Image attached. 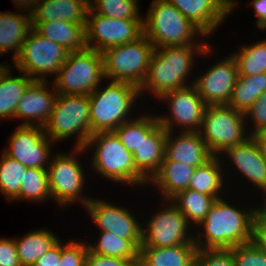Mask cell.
I'll list each match as a JSON object with an SVG mask.
<instances>
[{
  "label": "cell",
  "mask_w": 266,
  "mask_h": 266,
  "mask_svg": "<svg viewBox=\"0 0 266 266\" xmlns=\"http://www.w3.org/2000/svg\"><path fill=\"white\" fill-rule=\"evenodd\" d=\"M232 204L223 197L214 202L207 216L196 227L198 231L194 233V243L197 249L232 248L253 241L258 206L249 209Z\"/></svg>",
  "instance_id": "cell-1"
},
{
  "label": "cell",
  "mask_w": 266,
  "mask_h": 266,
  "mask_svg": "<svg viewBox=\"0 0 266 266\" xmlns=\"http://www.w3.org/2000/svg\"><path fill=\"white\" fill-rule=\"evenodd\" d=\"M211 45L166 46L154 49L147 76L141 85L140 96L152 93L156 99L163 94L189 86L195 57L210 56ZM189 76V77H188ZM189 78V79H188Z\"/></svg>",
  "instance_id": "cell-2"
},
{
  "label": "cell",
  "mask_w": 266,
  "mask_h": 266,
  "mask_svg": "<svg viewBox=\"0 0 266 266\" xmlns=\"http://www.w3.org/2000/svg\"><path fill=\"white\" fill-rule=\"evenodd\" d=\"M84 149L86 152L93 151L89 164L101 177L120 185L147 186L148 180L136 169L132 153L114 131L93 133Z\"/></svg>",
  "instance_id": "cell-3"
},
{
  "label": "cell",
  "mask_w": 266,
  "mask_h": 266,
  "mask_svg": "<svg viewBox=\"0 0 266 266\" xmlns=\"http://www.w3.org/2000/svg\"><path fill=\"white\" fill-rule=\"evenodd\" d=\"M143 27L144 35L154 49L166 46L210 44L203 38L207 36L168 0L152 1L148 13L143 17ZM200 37L203 40L197 42Z\"/></svg>",
  "instance_id": "cell-4"
},
{
  "label": "cell",
  "mask_w": 266,
  "mask_h": 266,
  "mask_svg": "<svg viewBox=\"0 0 266 266\" xmlns=\"http://www.w3.org/2000/svg\"><path fill=\"white\" fill-rule=\"evenodd\" d=\"M101 85L89 94L92 134L114 131L133 119L132 110L141 97L140 89L128 83L109 81L106 87Z\"/></svg>",
  "instance_id": "cell-5"
},
{
  "label": "cell",
  "mask_w": 266,
  "mask_h": 266,
  "mask_svg": "<svg viewBox=\"0 0 266 266\" xmlns=\"http://www.w3.org/2000/svg\"><path fill=\"white\" fill-rule=\"evenodd\" d=\"M89 95L57 94L50 118L44 126L54 144L76 136L73 148H84L92 135Z\"/></svg>",
  "instance_id": "cell-6"
},
{
  "label": "cell",
  "mask_w": 266,
  "mask_h": 266,
  "mask_svg": "<svg viewBox=\"0 0 266 266\" xmlns=\"http://www.w3.org/2000/svg\"><path fill=\"white\" fill-rule=\"evenodd\" d=\"M153 52L154 46L144 34L133 42L102 51L105 79L140 88L147 76Z\"/></svg>",
  "instance_id": "cell-7"
},
{
  "label": "cell",
  "mask_w": 266,
  "mask_h": 266,
  "mask_svg": "<svg viewBox=\"0 0 266 266\" xmlns=\"http://www.w3.org/2000/svg\"><path fill=\"white\" fill-rule=\"evenodd\" d=\"M73 153L60 152L52 155L48 165L49 191L57 205L65 207L81 203L82 207L91 200L83 195L86 174L78 155L86 153L84 148L74 147ZM81 153V154H80ZM86 196V197H85Z\"/></svg>",
  "instance_id": "cell-8"
},
{
  "label": "cell",
  "mask_w": 266,
  "mask_h": 266,
  "mask_svg": "<svg viewBox=\"0 0 266 266\" xmlns=\"http://www.w3.org/2000/svg\"><path fill=\"white\" fill-rule=\"evenodd\" d=\"M105 80L103 58L99 51L84 48L69 52L66 62L52 84L60 94L89 95Z\"/></svg>",
  "instance_id": "cell-9"
},
{
  "label": "cell",
  "mask_w": 266,
  "mask_h": 266,
  "mask_svg": "<svg viewBox=\"0 0 266 266\" xmlns=\"http://www.w3.org/2000/svg\"><path fill=\"white\" fill-rule=\"evenodd\" d=\"M245 113L228 105H207L198 133L213 156L245 142L250 136Z\"/></svg>",
  "instance_id": "cell-10"
},
{
  "label": "cell",
  "mask_w": 266,
  "mask_h": 266,
  "mask_svg": "<svg viewBox=\"0 0 266 266\" xmlns=\"http://www.w3.org/2000/svg\"><path fill=\"white\" fill-rule=\"evenodd\" d=\"M68 54L64 47L46 39L32 27L12 64L32 80L47 81L48 75L58 74Z\"/></svg>",
  "instance_id": "cell-11"
},
{
  "label": "cell",
  "mask_w": 266,
  "mask_h": 266,
  "mask_svg": "<svg viewBox=\"0 0 266 266\" xmlns=\"http://www.w3.org/2000/svg\"><path fill=\"white\" fill-rule=\"evenodd\" d=\"M165 202L164 208L153 212L146 226L143 224L140 247L161 248L194 243V235L191 234L195 231L193 226L170 200Z\"/></svg>",
  "instance_id": "cell-12"
},
{
  "label": "cell",
  "mask_w": 266,
  "mask_h": 266,
  "mask_svg": "<svg viewBox=\"0 0 266 266\" xmlns=\"http://www.w3.org/2000/svg\"><path fill=\"white\" fill-rule=\"evenodd\" d=\"M159 101L168 103L169 114L157 115L167 132L180 127L179 132H198L207 105L192 84L163 94ZM165 115V116H164Z\"/></svg>",
  "instance_id": "cell-13"
},
{
  "label": "cell",
  "mask_w": 266,
  "mask_h": 266,
  "mask_svg": "<svg viewBox=\"0 0 266 266\" xmlns=\"http://www.w3.org/2000/svg\"><path fill=\"white\" fill-rule=\"evenodd\" d=\"M85 32L86 46L101 53L140 38L144 34L143 20L114 19L96 14L89 8Z\"/></svg>",
  "instance_id": "cell-14"
},
{
  "label": "cell",
  "mask_w": 266,
  "mask_h": 266,
  "mask_svg": "<svg viewBox=\"0 0 266 266\" xmlns=\"http://www.w3.org/2000/svg\"><path fill=\"white\" fill-rule=\"evenodd\" d=\"M53 143L46 136L44 127L18 125L3 152L27 168L48 169Z\"/></svg>",
  "instance_id": "cell-15"
},
{
  "label": "cell",
  "mask_w": 266,
  "mask_h": 266,
  "mask_svg": "<svg viewBox=\"0 0 266 266\" xmlns=\"http://www.w3.org/2000/svg\"><path fill=\"white\" fill-rule=\"evenodd\" d=\"M217 61L191 82L206 105H228L239 73L236 60L230 54Z\"/></svg>",
  "instance_id": "cell-16"
},
{
  "label": "cell",
  "mask_w": 266,
  "mask_h": 266,
  "mask_svg": "<svg viewBox=\"0 0 266 266\" xmlns=\"http://www.w3.org/2000/svg\"><path fill=\"white\" fill-rule=\"evenodd\" d=\"M84 209L100 232H111L128 240H142L143 223L127 207L91 198Z\"/></svg>",
  "instance_id": "cell-17"
},
{
  "label": "cell",
  "mask_w": 266,
  "mask_h": 266,
  "mask_svg": "<svg viewBox=\"0 0 266 266\" xmlns=\"http://www.w3.org/2000/svg\"><path fill=\"white\" fill-rule=\"evenodd\" d=\"M52 81L34 80L20 99L15 119H23L19 125L44 127L48 122L57 98ZM52 86H48L49 84ZM51 87L52 89H50Z\"/></svg>",
  "instance_id": "cell-18"
},
{
  "label": "cell",
  "mask_w": 266,
  "mask_h": 266,
  "mask_svg": "<svg viewBox=\"0 0 266 266\" xmlns=\"http://www.w3.org/2000/svg\"><path fill=\"white\" fill-rule=\"evenodd\" d=\"M219 157L223 163L230 160L232 166L237 168L234 170H238L241 176H245L243 179L252 183L251 185L257 188L260 194L262 192V195H266V160L252 136L241 144L227 148Z\"/></svg>",
  "instance_id": "cell-19"
},
{
  "label": "cell",
  "mask_w": 266,
  "mask_h": 266,
  "mask_svg": "<svg viewBox=\"0 0 266 266\" xmlns=\"http://www.w3.org/2000/svg\"><path fill=\"white\" fill-rule=\"evenodd\" d=\"M208 38L231 14L226 0H168ZM212 34V35H211Z\"/></svg>",
  "instance_id": "cell-20"
},
{
  "label": "cell",
  "mask_w": 266,
  "mask_h": 266,
  "mask_svg": "<svg viewBox=\"0 0 266 266\" xmlns=\"http://www.w3.org/2000/svg\"><path fill=\"white\" fill-rule=\"evenodd\" d=\"M167 132L165 158L190 166L199 167L213 155L198 132Z\"/></svg>",
  "instance_id": "cell-21"
},
{
  "label": "cell",
  "mask_w": 266,
  "mask_h": 266,
  "mask_svg": "<svg viewBox=\"0 0 266 266\" xmlns=\"http://www.w3.org/2000/svg\"><path fill=\"white\" fill-rule=\"evenodd\" d=\"M167 131L158 123L147 135H141L138 148L132 153L136 169L149 181L165 158Z\"/></svg>",
  "instance_id": "cell-22"
},
{
  "label": "cell",
  "mask_w": 266,
  "mask_h": 266,
  "mask_svg": "<svg viewBox=\"0 0 266 266\" xmlns=\"http://www.w3.org/2000/svg\"><path fill=\"white\" fill-rule=\"evenodd\" d=\"M196 167L177 161L163 159L159 170L148 181V186H155L163 201L170 200L179 191L188 189L190 179Z\"/></svg>",
  "instance_id": "cell-23"
},
{
  "label": "cell",
  "mask_w": 266,
  "mask_h": 266,
  "mask_svg": "<svg viewBox=\"0 0 266 266\" xmlns=\"http://www.w3.org/2000/svg\"><path fill=\"white\" fill-rule=\"evenodd\" d=\"M89 8V0H41L31 13V22L86 23Z\"/></svg>",
  "instance_id": "cell-24"
},
{
  "label": "cell",
  "mask_w": 266,
  "mask_h": 266,
  "mask_svg": "<svg viewBox=\"0 0 266 266\" xmlns=\"http://www.w3.org/2000/svg\"><path fill=\"white\" fill-rule=\"evenodd\" d=\"M32 27L46 39L56 42L68 52L86 48V23L55 20L51 22H31Z\"/></svg>",
  "instance_id": "cell-25"
},
{
  "label": "cell",
  "mask_w": 266,
  "mask_h": 266,
  "mask_svg": "<svg viewBox=\"0 0 266 266\" xmlns=\"http://www.w3.org/2000/svg\"><path fill=\"white\" fill-rule=\"evenodd\" d=\"M197 246L186 243L172 247H139L138 266H196Z\"/></svg>",
  "instance_id": "cell-26"
},
{
  "label": "cell",
  "mask_w": 266,
  "mask_h": 266,
  "mask_svg": "<svg viewBox=\"0 0 266 266\" xmlns=\"http://www.w3.org/2000/svg\"><path fill=\"white\" fill-rule=\"evenodd\" d=\"M17 12H0V55L13 52L12 61L20 53L22 44L32 28L31 14H22V10Z\"/></svg>",
  "instance_id": "cell-27"
},
{
  "label": "cell",
  "mask_w": 266,
  "mask_h": 266,
  "mask_svg": "<svg viewBox=\"0 0 266 266\" xmlns=\"http://www.w3.org/2000/svg\"><path fill=\"white\" fill-rule=\"evenodd\" d=\"M14 240L21 265L33 266L60 239L53 231L43 227L34 229L20 238L14 237Z\"/></svg>",
  "instance_id": "cell-28"
},
{
  "label": "cell",
  "mask_w": 266,
  "mask_h": 266,
  "mask_svg": "<svg viewBox=\"0 0 266 266\" xmlns=\"http://www.w3.org/2000/svg\"><path fill=\"white\" fill-rule=\"evenodd\" d=\"M13 76L11 65L0 74V119H15L18 103L27 87L34 81L21 71Z\"/></svg>",
  "instance_id": "cell-29"
},
{
  "label": "cell",
  "mask_w": 266,
  "mask_h": 266,
  "mask_svg": "<svg viewBox=\"0 0 266 266\" xmlns=\"http://www.w3.org/2000/svg\"><path fill=\"white\" fill-rule=\"evenodd\" d=\"M223 165L225 164L221 162L219 156H213L202 166L196 167L188 188L202 194L223 196V194H225V185L228 186L225 182L227 178L224 179L223 177L225 173L224 170L227 168H224Z\"/></svg>",
  "instance_id": "cell-30"
},
{
  "label": "cell",
  "mask_w": 266,
  "mask_h": 266,
  "mask_svg": "<svg viewBox=\"0 0 266 266\" xmlns=\"http://www.w3.org/2000/svg\"><path fill=\"white\" fill-rule=\"evenodd\" d=\"M99 233V236H96L97 241L94 243L87 241L90 252L125 260H139V247L142 244V240L120 238L111 232Z\"/></svg>",
  "instance_id": "cell-31"
},
{
  "label": "cell",
  "mask_w": 266,
  "mask_h": 266,
  "mask_svg": "<svg viewBox=\"0 0 266 266\" xmlns=\"http://www.w3.org/2000/svg\"><path fill=\"white\" fill-rule=\"evenodd\" d=\"M222 196L202 194L192 189L179 191L170 201L182 212L194 229L207 216L214 202Z\"/></svg>",
  "instance_id": "cell-32"
},
{
  "label": "cell",
  "mask_w": 266,
  "mask_h": 266,
  "mask_svg": "<svg viewBox=\"0 0 266 266\" xmlns=\"http://www.w3.org/2000/svg\"><path fill=\"white\" fill-rule=\"evenodd\" d=\"M266 92V73L254 76H238L228 106L246 113L247 110Z\"/></svg>",
  "instance_id": "cell-33"
},
{
  "label": "cell",
  "mask_w": 266,
  "mask_h": 266,
  "mask_svg": "<svg viewBox=\"0 0 266 266\" xmlns=\"http://www.w3.org/2000/svg\"><path fill=\"white\" fill-rule=\"evenodd\" d=\"M236 60L239 76H254L266 73V39L242 44L238 51L231 53Z\"/></svg>",
  "instance_id": "cell-34"
},
{
  "label": "cell",
  "mask_w": 266,
  "mask_h": 266,
  "mask_svg": "<svg viewBox=\"0 0 266 266\" xmlns=\"http://www.w3.org/2000/svg\"><path fill=\"white\" fill-rule=\"evenodd\" d=\"M52 200L49 191L48 169L27 168L21 183L19 194L11 201L15 200L42 202Z\"/></svg>",
  "instance_id": "cell-35"
},
{
  "label": "cell",
  "mask_w": 266,
  "mask_h": 266,
  "mask_svg": "<svg viewBox=\"0 0 266 266\" xmlns=\"http://www.w3.org/2000/svg\"><path fill=\"white\" fill-rule=\"evenodd\" d=\"M138 116L122 123L114 130L121 143L130 153L138 148L141 135H147L159 123L157 115L142 113Z\"/></svg>",
  "instance_id": "cell-36"
},
{
  "label": "cell",
  "mask_w": 266,
  "mask_h": 266,
  "mask_svg": "<svg viewBox=\"0 0 266 266\" xmlns=\"http://www.w3.org/2000/svg\"><path fill=\"white\" fill-rule=\"evenodd\" d=\"M0 156V192L6 200L12 201L20 192L27 167L8 157L3 151Z\"/></svg>",
  "instance_id": "cell-37"
},
{
  "label": "cell",
  "mask_w": 266,
  "mask_h": 266,
  "mask_svg": "<svg viewBox=\"0 0 266 266\" xmlns=\"http://www.w3.org/2000/svg\"><path fill=\"white\" fill-rule=\"evenodd\" d=\"M139 0H89L90 9L99 15L126 20H143Z\"/></svg>",
  "instance_id": "cell-38"
},
{
  "label": "cell",
  "mask_w": 266,
  "mask_h": 266,
  "mask_svg": "<svg viewBox=\"0 0 266 266\" xmlns=\"http://www.w3.org/2000/svg\"><path fill=\"white\" fill-rule=\"evenodd\" d=\"M235 266H266V252L254 241L230 248Z\"/></svg>",
  "instance_id": "cell-39"
},
{
  "label": "cell",
  "mask_w": 266,
  "mask_h": 266,
  "mask_svg": "<svg viewBox=\"0 0 266 266\" xmlns=\"http://www.w3.org/2000/svg\"><path fill=\"white\" fill-rule=\"evenodd\" d=\"M89 251L87 242L69 240L61 241V259L57 266H86V256Z\"/></svg>",
  "instance_id": "cell-40"
},
{
  "label": "cell",
  "mask_w": 266,
  "mask_h": 266,
  "mask_svg": "<svg viewBox=\"0 0 266 266\" xmlns=\"http://www.w3.org/2000/svg\"><path fill=\"white\" fill-rule=\"evenodd\" d=\"M196 266H235L230 248L197 249Z\"/></svg>",
  "instance_id": "cell-41"
},
{
  "label": "cell",
  "mask_w": 266,
  "mask_h": 266,
  "mask_svg": "<svg viewBox=\"0 0 266 266\" xmlns=\"http://www.w3.org/2000/svg\"><path fill=\"white\" fill-rule=\"evenodd\" d=\"M246 123H250L248 126L250 136H253L256 132L266 127V92L262 94L257 101L247 110L245 113ZM249 120L247 121V119ZM253 126V127H252Z\"/></svg>",
  "instance_id": "cell-42"
},
{
  "label": "cell",
  "mask_w": 266,
  "mask_h": 266,
  "mask_svg": "<svg viewBox=\"0 0 266 266\" xmlns=\"http://www.w3.org/2000/svg\"><path fill=\"white\" fill-rule=\"evenodd\" d=\"M0 266H22L14 238H0Z\"/></svg>",
  "instance_id": "cell-43"
},
{
  "label": "cell",
  "mask_w": 266,
  "mask_h": 266,
  "mask_svg": "<svg viewBox=\"0 0 266 266\" xmlns=\"http://www.w3.org/2000/svg\"><path fill=\"white\" fill-rule=\"evenodd\" d=\"M86 266H138V261L98 255L88 251Z\"/></svg>",
  "instance_id": "cell-44"
},
{
  "label": "cell",
  "mask_w": 266,
  "mask_h": 266,
  "mask_svg": "<svg viewBox=\"0 0 266 266\" xmlns=\"http://www.w3.org/2000/svg\"><path fill=\"white\" fill-rule=\"evenodd\" d=\"M253 241L266 252V218L259 211L255 217Z\"/></svg>",
  "instance_id": "cell-45"
},
{
  "label": "cell",
  "mask_w": 266,
  "mask_h": 266,
  "mask_svg": "<svg viewBox=\"0 0 266 266\" xmlns=\"http://www.w3.org/2000/svg\"><path fill=\"white\" fill-rule=\"evenodd\" d=\"M61 259V239L41 256L33 266H57Z\"/></svg>",
  "instance_id": "cell-46"
},
{
  "label": "cell",
  "mask_w": 266,
  "mask_h": 266,
  "mask_svg": "<svg viewBox=\"0 0 266 266\" xmlns=\"http://www.w3.org/2000/svg\"><path fill=\"white\" fill-rule=\"evenodd\" d=\"M249 4L254 8V13L257 16L256 27L261 31H266V0H251Z\"/></svg>",
  "instance_id": "cell-47"
},
{
  "label": "cell",
  "mask_w": 266,
  "mask_h": 266,
  "mask_svg": "<svg viewBox=\"0 0 266 266\" xmlns=\"http://www.w3.org/2000/svg\"><path fill=\"white\" fill-rule=\"evenodd\" d=\"M12 1L16 6V8L17 9L19 8L18 11L22 9L23 12L28 11V13L31 14L41 0H12Z\"/></svg>",
  "instance_id": "cell-48"
},
{
  "label": "cell",
  "mask_w": 266,
  "mask_h": 266,
  "mask_svg": "<svg viewBox=\"0 0 266 266\" xmlns=\"http://www.w3.org/2000/svg\"><path fill=\"white\" fill-rule=\"evenodd\" d=\"M252 137L256 140L262 155L266 160V127L256 132Z\"/></svg>",
  "instance_id": "cell-49"
},
{
  "label": "cell",
  "mask_w": 266,
  "mask_h": 266,
  "mask_svg": "<svg viewBox=\"0 0 266 266\" xmlns=\"http://www.w3.org/2000/svg\"><path fill=\"white\" fill-rule=\"evenodd\" d=\"M265 197V198H264ZM264 199L261 203L260 206H258V211L266 218V195L262 196Z\"/></svg>",
  "instance_id": "cell-50"
},
{
  "label": "cell",
  "mask_w": 266,
  "mask_h": 266,
  "mask_svg": "<svg viewBox=\"0 0 266 266\" xmlns=\"http://www.w3.org/2000/svg\"><path fill=\"white\" fill-rule=\"evenodd\" d=\"M231 5V13H233L234 9L238 5V2L235 0H226Z\"/></svg>",
  "instance_id": "cell-51"
},
{
  "label": "cell",
  "mask_w": 266,
  "mask_h": 266,
  "mask_svg": "<svg viewBox=\"0 0 266 266\" xmlns=\"http://www.w3.org/2000/svg\"><path fill=\"white\" fill-rule=\"evenodd\" d=\"M8 63H0V74L8 67Z\"/></svg>",
  "instance_id": "cell-52"
}]
</instances>
